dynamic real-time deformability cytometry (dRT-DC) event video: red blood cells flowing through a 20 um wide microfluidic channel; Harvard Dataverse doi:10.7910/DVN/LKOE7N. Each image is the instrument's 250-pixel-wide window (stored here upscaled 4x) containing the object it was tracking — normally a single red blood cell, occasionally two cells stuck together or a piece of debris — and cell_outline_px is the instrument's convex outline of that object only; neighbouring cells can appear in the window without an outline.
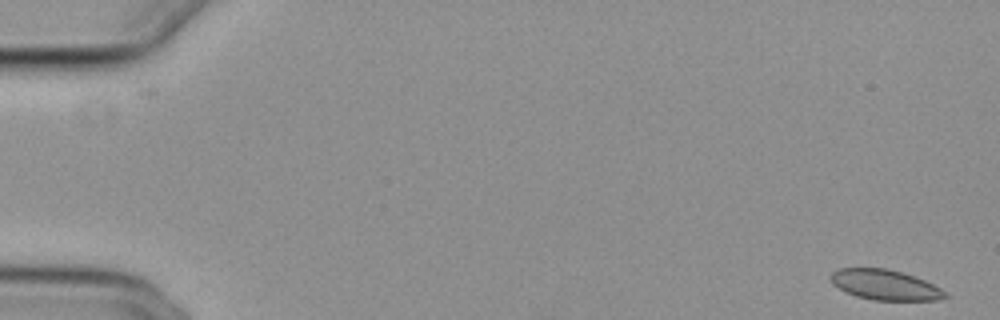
{"species": "common noctule bat (a hibernating species)", "species_latin": "Nyctalus noctula", "temperature_condition": "cold", "stored_images_in_passage": 47, "camera_frame_rate_fps": 3000, "um_per_image_px": 0.085, "animal": {"sex": "female", "body_mass_g": 29.2, "forearm_length_mm": 56.3}, "frame": {"image": 1, "passage_image": 1, "time_ms": 0.0, "image_size_px": [1000, 320], "cell_outline_px": [[948, 296], [936, 300], [872, 300], [856, 296], [832, 284], [828, 276], [832, 272], [840, 268], [888, 268], [924, 280], [948, 292]], "centroid_in_image_um": [75.21, 24.21], "position_along_channel_um": 9.8, "area_um2": 20.06}}
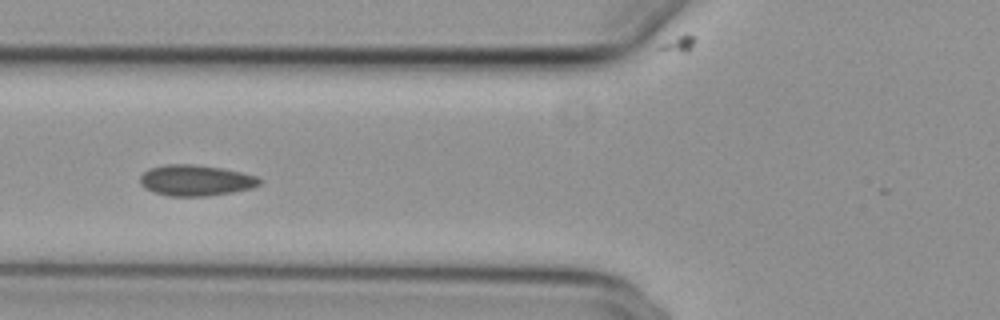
{"frame": {"image": 2, "passage_image": 21, "time_ms": 6.667, "image_size_px": [1000, 320], "cell_outline_px": [[264, 180], [260, 184], [252, 188], [232, 192], [208, 196], [168, 196], [144, 188], [140, 184], [140, 176], [148, 168], [164, 164], [192, 164], [224, 168], [244, 172], [256, 176]], "centroid_in_image_um": [16.66, 15.32], "position_along_channel_um": 109.1, "area_um2": 21.79}}
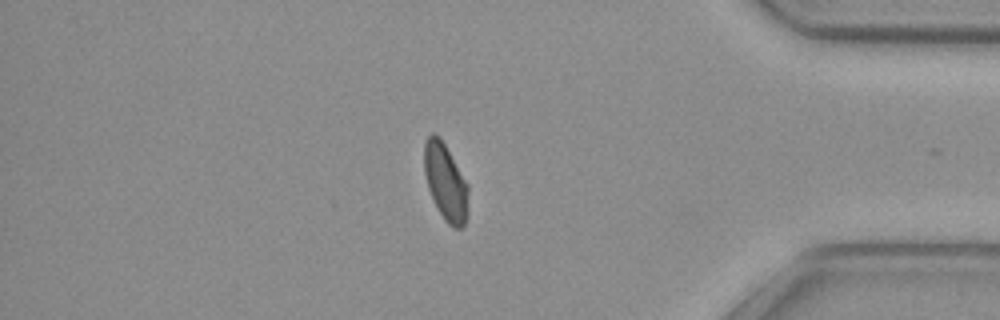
{"frame": {"image": 3, "passage_image": 46, "time_ms": 15.0, "image_size_px": [1000, 320], "cell_outline_px": [[468, 216], [464, 224], [460, 228], [456, 228], [448, 224], [444, 220], [428, 188], [424, 172], [424, 140], [432, 132], [440, 136], [468, 184]], "centroid_in_image_um": [37.88, 15.45], "position_along_channel_um": 397.3, "area_um2": 19.77}, "authors_computed_cell_mechanics": {"area_um2": 20.9814, "velocity_mm_per_s": 3.8193, "shape_relaxation_time_tau1_ms": null, "shape_relaxation_time_tau2_ms": 1.4654, "deformation_change_tau1": null, "deformation_change_tau2": 0.0414}}